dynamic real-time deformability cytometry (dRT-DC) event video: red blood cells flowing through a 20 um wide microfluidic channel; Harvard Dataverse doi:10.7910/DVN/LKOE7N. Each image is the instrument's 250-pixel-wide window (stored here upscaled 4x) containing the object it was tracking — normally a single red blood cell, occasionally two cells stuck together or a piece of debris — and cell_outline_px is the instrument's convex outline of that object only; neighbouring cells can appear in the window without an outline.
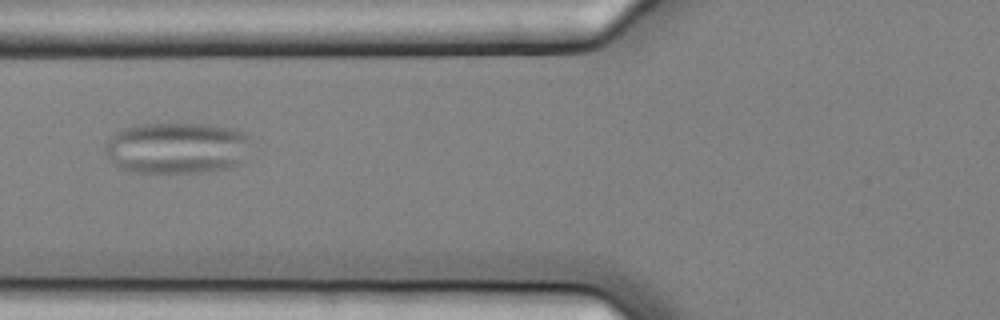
{"species": "common noctule bat (a hibernating species)", "species_latin": "Nyctalus noctula", "temperature_condition": "cold", "stored_images_in_passage": 7, "camera_frame_rate_fps": 3000, "um_per_image_px": 0.085, "animal": {"sex": "female", "body_mass_g": 25.1}, "frame": {"image": 1, "passage_image": 2, "time_ms": 0.333, "image_size_px": [1000, 320], "cell_outline_px": [[248, 136], [244, 164], [232, 168], [200, 172], [136, 172], [120, 168], [112, 164], [108, 160], [104, 148], [108, 140], [116, 132], [124, 128], [140, 124], [208, 124], [228, 128], [244, 132]], "centroid_in_image_um": [15.02, 12.59], "position_along_channel_um": 110.8, "area_um2": 43.81}}